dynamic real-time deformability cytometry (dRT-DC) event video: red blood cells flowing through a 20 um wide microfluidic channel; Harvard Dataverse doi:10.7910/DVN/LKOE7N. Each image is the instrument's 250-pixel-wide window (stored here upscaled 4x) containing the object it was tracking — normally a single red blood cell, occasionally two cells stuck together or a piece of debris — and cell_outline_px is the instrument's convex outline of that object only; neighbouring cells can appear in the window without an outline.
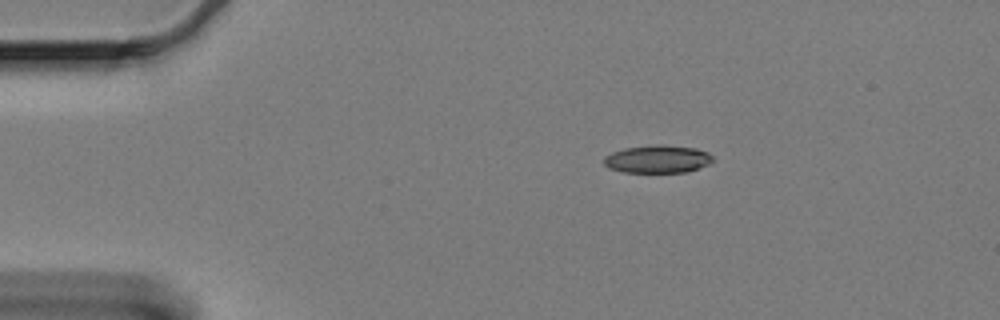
{"species": "Egyptian fruit bat (a non-hibernating species)", "species_latin": "Rousettus aegyptiacus", "temperature_condition": "cold", "stored_images_in_passage": 24, "camera_frame_rate_fps": 3000, "um_per_image_px": 0.085, "animal": {"sex": "female"}, "frame": {"image": 1, "passage_image": 1, "time_ms": 0.0, "image_size_px": [1000, 320], "cell_outline_px": [[712, 160], [708, 164], [688, 172], [624, 172], [608, 168], [604, 164], [604, 156], [612, 152], [624, 148], [656, 144], [660, 144], [696, 148], [708, 152], [712, 156]], "centroid_in_image_um": [55.87, 13.51], "position_along_channel_um": 29.1, "area_um2": 17.69}}
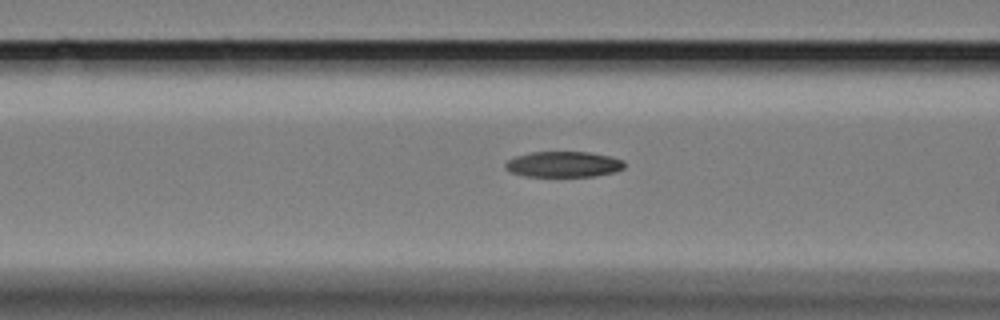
{"frame": {"image": 2, "passage_image": 14, "time_ms": 4.333, "image_size_px": [1000, 320], "cell_outline_px": [[624, 168], [616, 172], [596, 176], [524, 176], [512, 172], [504, 168], [504, 164], [508, 160], [516, 156], [532, 152], [588, 152], [612, 156], [624, 160]], "centroid_in_image_um": [47.93, 13.96], "position_along_channel_um": 118.7, "area_um2": 17.92}}
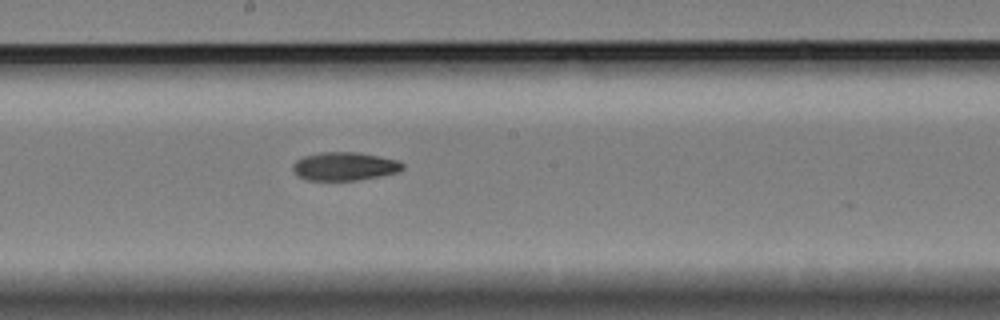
{"frame": {"image": 3, "passage_image": 23, "time_ms": 7.333, "image_size_px": [1000, 320], "cell_outline_px": [[404, 168], [400, 172], [380, 176], [356, 180], [304, 180], [296, 176], [292, 168], [292, 164], [296, 160], [304, 156], [320, 152], [356, 152], [400, 160], [404, 164]], "centroid_in_image_um": [29.28, 14.14], "position_along_channel_um": 218.9, "area_um2": 18.38}}